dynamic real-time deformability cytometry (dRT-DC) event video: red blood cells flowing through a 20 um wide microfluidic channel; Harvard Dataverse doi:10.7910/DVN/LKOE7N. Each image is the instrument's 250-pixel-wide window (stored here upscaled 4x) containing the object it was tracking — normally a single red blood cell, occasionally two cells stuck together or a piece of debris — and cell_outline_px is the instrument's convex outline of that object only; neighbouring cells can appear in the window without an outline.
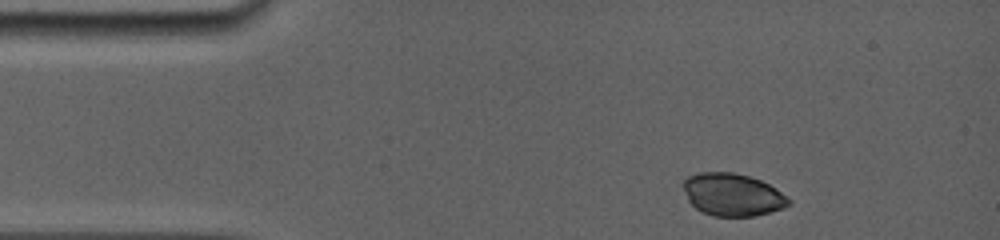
{"species": "common noctule bat (a hibernating species)", "species_latin": "Nyctalus noctula", "temperature_condition": "room temperature", "stored_images_in_passage": 4, "camera_frame_rate_fps": 5000, "um_per_image_px": 0.085, "animal": {"sex": "female", "body_mass_g": 19.0, "forearm_length_mm": 56.7}, "frame": {"image": 1, "passage_image": 1, "time_ms": 0.0, "image_size_px": [1000, 240], "cell_outline_px": [[792, 204], [784, 208], [756, 216], [712, 216], [696, 208], [688, 200], [684, 188], [684, 180], [688, 176], [700, 172], [732, 172], [748, 176], [760, 180], [776, 188], [792, 200]], "centroid_in_image_um": [62.3, 16.55], "position_along_channel_um": 22.7, "area_um2": 26.13}}
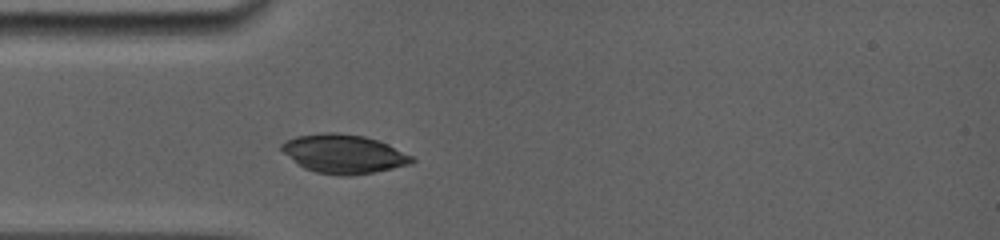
{"frame": {"image": 2, "passage_image": 3, "time_ms": 2.4, "image_size_px": [1000, 240], "cell_outline_px": [[416, 160], [412, 164], [352, 176], [340, 176], [316, 172], [304, 168], [284, 152], [280, 148], [280, 144], [296, 136], [324, 132], [336, 132], [364, 136], [388, 144], [412, 156]], "centroid_in_image_um": [29.23, 13.08], "position_along_channel_um": 55.8, "area_um2": 29.3}}
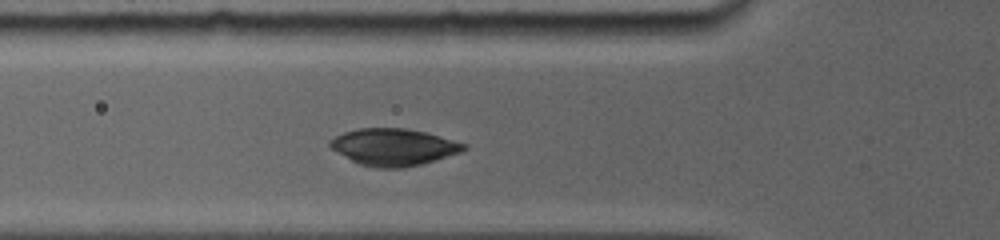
{"frame": {"image": 3, "passage_image": 4, "time_ms": 3.4, "image_size_px": [1000, 240], "cell_outline_px": [[468, 148], [460, 152], [420, 164], [404, 168], [376, 168], [360, 164], [352, 160], [332, 148], [328, 144], [328, 140], [344, 132], [360, 128], [408, 128], [424, 132], [468, 144]], "centroid_in_image_um": [33.46, 12.49], "position_along_channel_um": 92.3, "area_um2": 28.5}}